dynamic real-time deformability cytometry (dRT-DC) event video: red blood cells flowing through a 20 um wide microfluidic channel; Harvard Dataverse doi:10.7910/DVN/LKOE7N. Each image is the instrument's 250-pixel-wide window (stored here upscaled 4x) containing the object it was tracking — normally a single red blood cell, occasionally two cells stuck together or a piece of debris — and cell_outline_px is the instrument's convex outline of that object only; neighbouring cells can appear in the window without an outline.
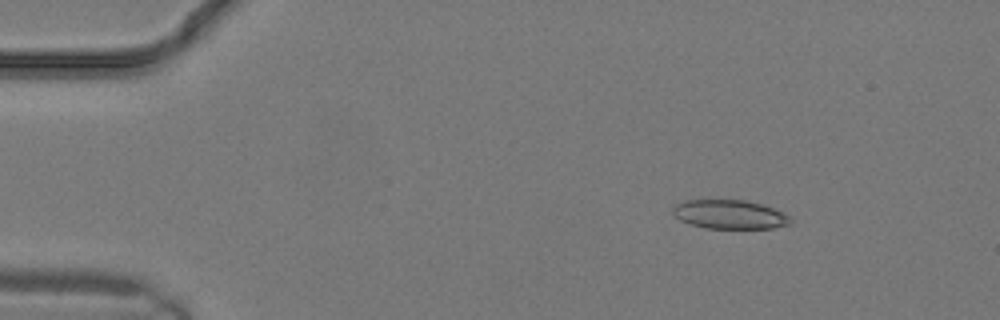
{"species": "common noctule bat (a hibernating species)", "species_latin": "Nyctalus noctula", "temperature_condition": "warm", "stored_images_in_passage": 7, "camera_frame_rate_fps": 3000, "um_per_image_px": 0.085, "animal": {"sex": "male", "body_mass_g": 19.2, "forearm_length_mm": 51.8}, "frame": {"image": 1, "passage_image": 1, "time_ms": 0.0, "image_size_px": [1000, 320], "cell_outline_px": [[792, 220], [788, 224], [772, 228], [708, 228], [688, 224], [680, 220], [672, 212], [672, 208], [676, 204], [684, 200], [748, 200], [784, 212], [792, 216]], "centroid_in_image_um": [62.02, 18.22], "position_along_channel_um": 23.0, "area_um2": 19.88}}
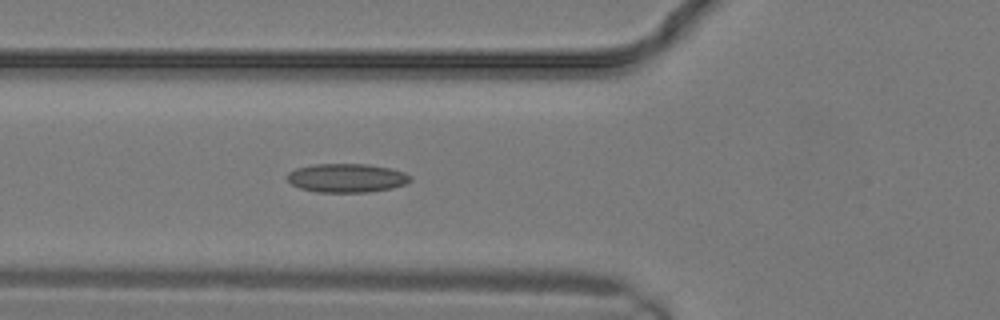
{"frame": {"image": 2, "passage_image": 7, "time_ms": 2.0, "image_size_px": [1000, 320], "cell_outline_px": [[412, 180], [404, 184], [392, 188], [368, 192], [316, 192], [300, 188], [292, 184], [288, 180], [288, 172], [296, 168], [312, 164], [368, 164], [388, 168], [404, 172], [412, 176]], "centroid_in_image_um": [29.47, 15.12], "position_along_channel_um": 96.3, "area_um2": 20.63}}